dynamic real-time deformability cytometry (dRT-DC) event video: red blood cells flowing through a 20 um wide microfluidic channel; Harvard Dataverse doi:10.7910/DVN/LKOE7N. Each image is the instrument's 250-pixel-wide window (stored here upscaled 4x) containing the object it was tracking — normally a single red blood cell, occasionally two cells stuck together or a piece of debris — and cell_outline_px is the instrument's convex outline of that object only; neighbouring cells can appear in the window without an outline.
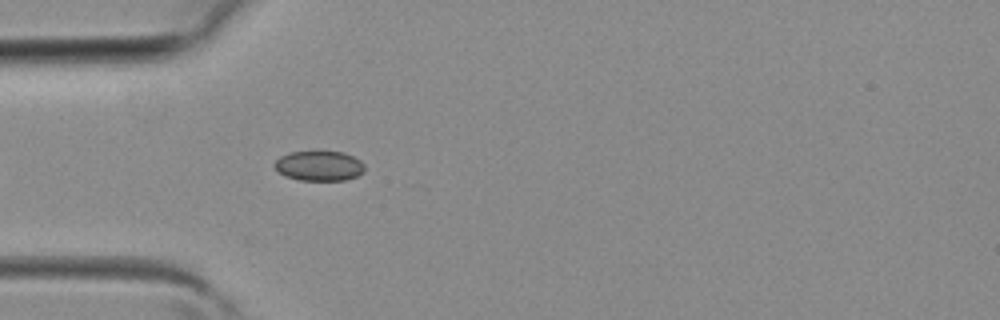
{"species": "common noctule bat (a hibernating species)", "species_latin": "Nyctalus noctula", "temperature_condition": "room temperature", "stored_images_in_passage": 19, "camera_frame_rate_fps": 3000, "um_per_image_px": 0.085, "animal": {"sex": "female", "body_mass_g": 19.3, "forearm_length_mm": 54.1}, "frame": {"image": 1, "passage_image": 4, "time_ms": 1.0, "image_size_px": [1000, 320], "cell_outline_px": [[364, 172], [356, 176], [344, 180], [300, 180], [284, 176], [272, 164], [280, 156], [292, 152], [344, 152], [360, 160], [364, 164]], "centroid_in_image_um": [27.13, 14.1], "position_along_channel_um": 57.9, "area_um2": 15.61}}
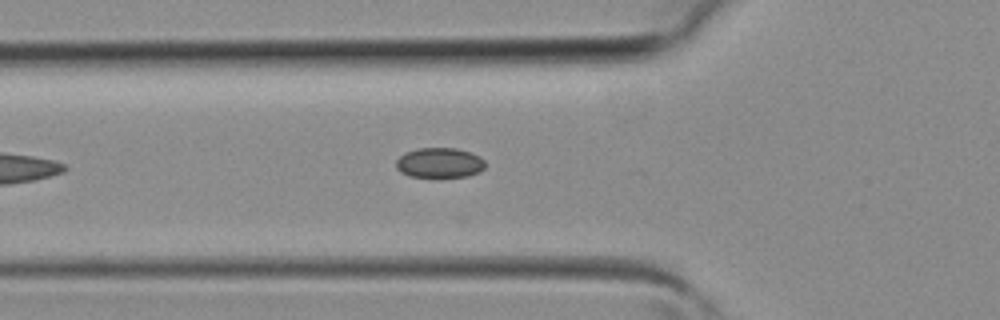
{"frame": {"image": 2, "passage_image": 6, "time_ms": 1.667, "image_size_px": [1000, 320], "cell_outline_px": [[484, 168], [480, 172], [468, 176], [408, 176], [400, 172], [396, 168], [396, 160], [404, 152], [416, 148], [456, 148], [480, 156], [484, 160]], "centroid_in_image_um": [37.33, 13.82], "position_along_channel_um": 88.5, "area_um2": 15.55}}